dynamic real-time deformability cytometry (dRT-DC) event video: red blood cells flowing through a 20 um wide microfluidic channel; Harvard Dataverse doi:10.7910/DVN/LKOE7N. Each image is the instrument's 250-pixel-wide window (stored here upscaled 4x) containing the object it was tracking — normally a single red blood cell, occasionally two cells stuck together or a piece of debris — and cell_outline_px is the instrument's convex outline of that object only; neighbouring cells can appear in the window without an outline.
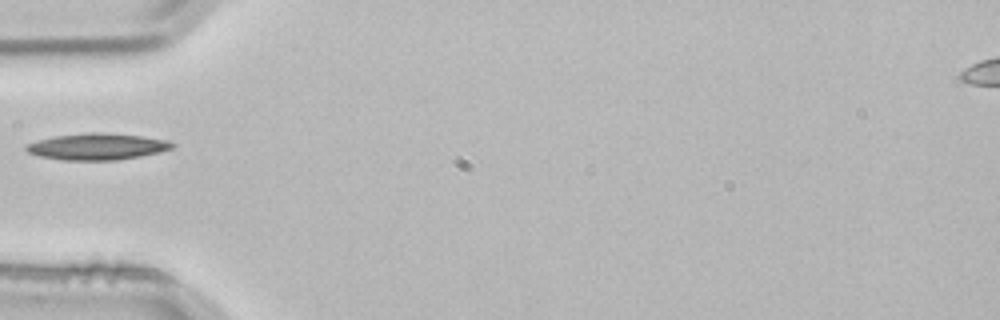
{"species": "common noctule bat (a hibernating species)", "species_latin": "Nyctalus noctula", "temperature_condition": "room temperature", "stored_images_in_passage": 4, "camera_frame_rate_fps": 3000, "um_per_image_px": 0.085, "animal": {"sex": "male", "body_mass_g": 21.5, "forearm_length_mm": 52.0}, "frame": {"image": 1, "passage_image": 4, "time_ms": 1.0, "image_size_px": [1000, 320], "cell_outline_px": [[176, 144], [172, 148], [160, 152], [140, 156], [116, 160], [60, 160], [40, 156], [28, 152], [24, 148], [24, 144], [56, 136], [88, 132], [96, 132], [144, 136], [168, 140]], "centroid_in_image_um": [8.27, 12.46], "position_along_channel_um": 76.7, "area_um2": 22.54}}